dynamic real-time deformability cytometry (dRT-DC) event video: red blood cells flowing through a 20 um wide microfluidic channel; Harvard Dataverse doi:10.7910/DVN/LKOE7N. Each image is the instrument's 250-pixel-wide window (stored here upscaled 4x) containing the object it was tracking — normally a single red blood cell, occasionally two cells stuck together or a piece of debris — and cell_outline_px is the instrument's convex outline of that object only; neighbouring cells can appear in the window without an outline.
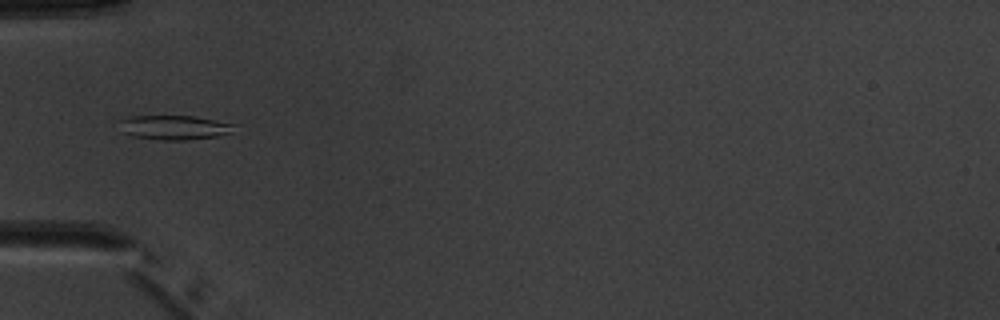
{"species": "common noctule bat (a hibernating species)", "species_latin": "Nyctalus noctula", "temperature_condition": "warm", "stored_images_in_passage": 5, "camera_frame_rate_fps": 3000, "um_per_image_px": 0.085, "animal": {"sex": "male", "body_mass_g": 20.1, "forearm_length_mm": 53.5}, "frame": {"image": 1, "passage_image": 5, "time_ms": 4.667, "image_size_px": [1000, 320], "cell_outline_px": [[236, 124], [232, 132], [216, 136], [184, 140], [160, 140], [132, 136], [120, 132], [120, 120], [132, 116], [196, 116]], "centroid_in_image_um": [14.79, 10.83], "position_along_channel_um": 70.2, "area_um2": 16.36}}